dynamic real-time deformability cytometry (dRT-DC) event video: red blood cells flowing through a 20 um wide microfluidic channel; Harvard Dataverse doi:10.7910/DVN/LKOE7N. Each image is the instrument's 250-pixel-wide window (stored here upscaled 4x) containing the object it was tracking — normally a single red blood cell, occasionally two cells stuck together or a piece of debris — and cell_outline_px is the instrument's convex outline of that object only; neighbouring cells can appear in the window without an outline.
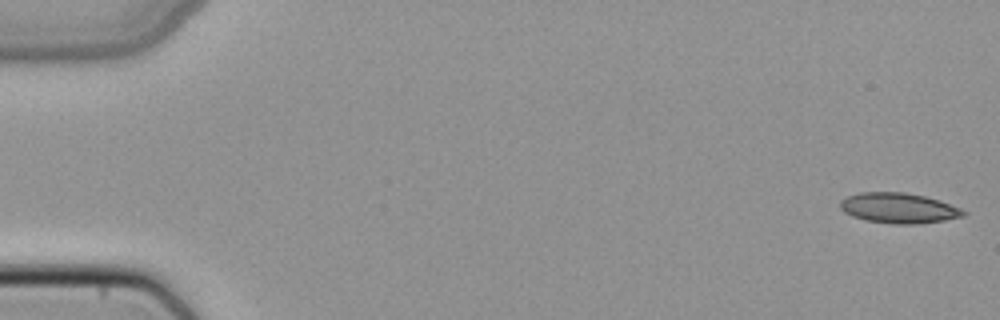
{"species": "common noctule bat (a hibernating species)", "species_latin": "Nyctalus noctula", "temperature_condition": "cold", "stored_images_in_passage": 50, "camera_frame_rate_fps": 3000, "um_per_image_px": 0.085, "animal": {"sex": "female", "body_mass_g": 22.7, "forearm_length_mm": 54.2}, "frame": {"image": 1, "passage_image": 1, "time_ms": 0.0, "image_size_px": [1000, 320], "cell_outline_px": [[968, 212], [964, 216], [944, 220], [916, 224], [892, 224], [864, 220], [852, 216], [844, 212], [840, 208], [840, 200], [848, 196], [860, 192], [904, 192], [924, 196], [940, 200], [960, 208]], "centroid_in_image_um": [76.38, 17.69], "position_along_channel_um": 8.6, "area_um2": 21.85}}
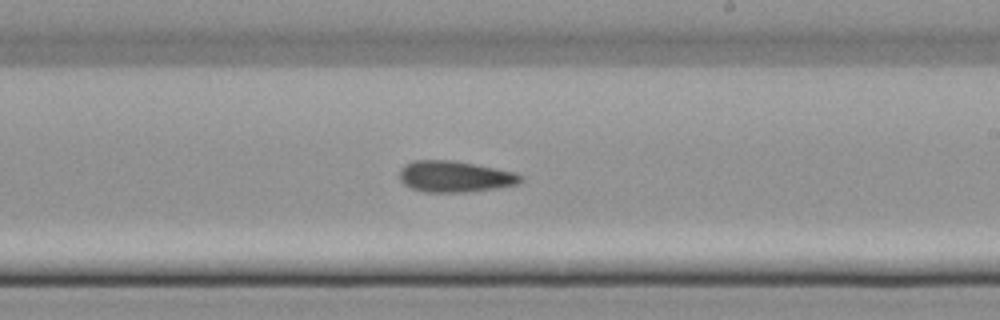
{"frame": {"image": 2, "passage_image": 30, "time_ms": 9.667, "image_size_px": [1000, 320], "cell_outline_px": [[524, 180], [516, 184], [496, 188], [464, 192], [424, 192], [408, 188], [400, 180], [400, 168], [404, 164], [412, 160], [456, 160], [516, 172], [524, 176]], "centroid_in_image_um": [38.65, 15.0], "position_along_channel_um": 250.4, "area_um2": 22.37}}
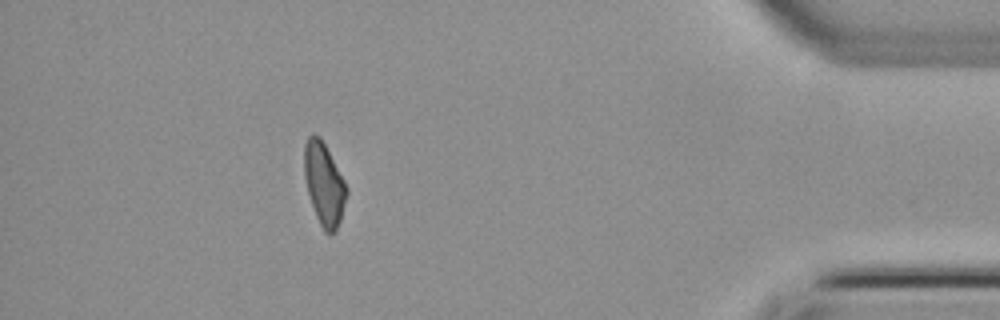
{"frame": {"image": 3, "passage_image": 45, "time_ms": 14.667, "image_size_px": [1000, 320], "cell_outline_px": [[348, 192], [340, 220], [336, 232], [324, 232], [316, 216], [308, 192], [304, 176], [304, 144], [308, 136], [312, 132], [320, 136], [344, 180], [348, 188]], "centroid_in_image_um": [27.54, 15.61], "position_along_channel_um": 407.7, "area_um2": 20.23}}